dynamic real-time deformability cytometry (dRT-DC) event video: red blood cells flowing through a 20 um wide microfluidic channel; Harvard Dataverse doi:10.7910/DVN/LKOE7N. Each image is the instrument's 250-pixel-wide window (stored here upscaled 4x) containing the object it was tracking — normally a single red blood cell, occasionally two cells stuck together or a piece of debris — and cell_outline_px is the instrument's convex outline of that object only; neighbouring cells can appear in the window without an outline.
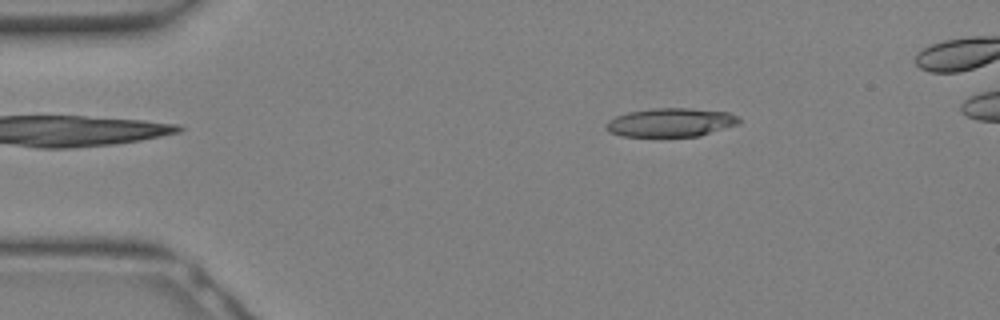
{"species": "Egyptian fruit bat (a non-hibernating species)", "species_latin": "Rousettus aegyptiacus", "temperature_condition": "warm", "stored_images_in_passage": 11, "camera_frame_rate_fps": 3000, "um_per_image_px": 0.085, "animal": {"sex": "female"}, "frame": {"image": 1, "passage_image": 5, "time_ms": 1.333, "image_size_px": [1000, 320], "cell_outline_px": [[740, 124], [700, 136], [620, 136], [608, 132], [604, 128], [604, 124], [608, 120], [616, 116], [628, 112], [652, 108], [692, 108], [728, 112], [740, 116]], "centroid_in_image_um": [57.01, 10.4], "position_along_channel_um": 28.0, "area_um2": 22.54}}
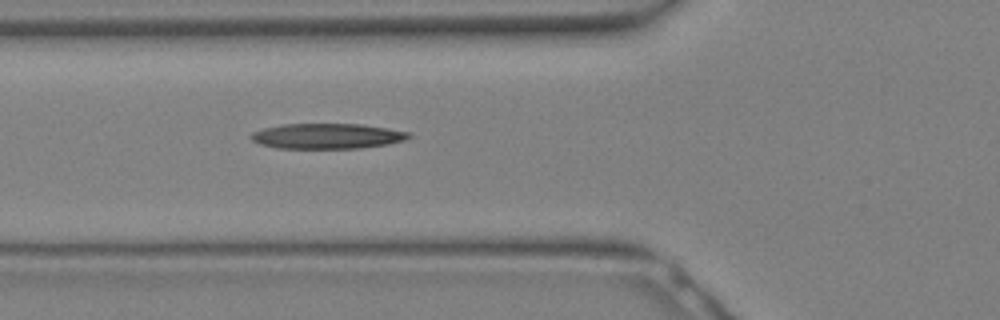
{"frame": {"image": 2, "passage_image": 11, "time_ms": 3.333, "image_size_px": [1000, 320], "cell_outline_px": [[412, 136], [404, 140], [388, 144], [360, 148], [276, 148], [260, 144], [252, 140], [248, 136], [252, 132], [264, 128], [284, 124], [360, 124], [388, 128], [412, 132]], "centroid_in_image_um": [27.82, 11.56], "position_along_channel_um": 98.0, "area_um2": 23.35}}